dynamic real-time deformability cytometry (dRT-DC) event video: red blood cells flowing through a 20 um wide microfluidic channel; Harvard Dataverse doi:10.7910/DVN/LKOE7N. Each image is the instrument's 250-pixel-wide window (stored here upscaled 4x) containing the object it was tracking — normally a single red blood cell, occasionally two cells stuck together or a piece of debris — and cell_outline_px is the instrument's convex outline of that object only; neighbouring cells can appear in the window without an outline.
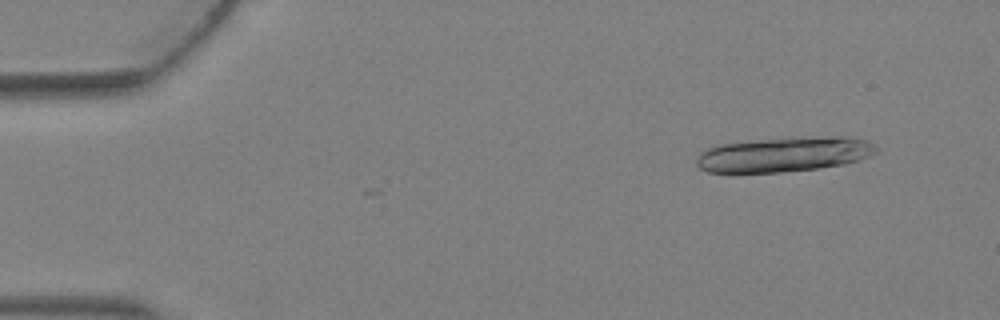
{"species": "Egyptian fruit bat (a non-hibernating species)", "species_latin": "Rousettus aegyptiacus", "temperature_condition": "warm", "stored_images_in_passage": 3, "camera_frame_rate_fps": 3000, "um_per_image_px": 0.085, "animal": {"sex": "female"}, "frame": {"image": 1, "passage_image": 1, "time_ms": 0.0, "image_size_px": [1000, 320], "cell_outline_px": [[880, 152], [860, 160], [844, 164], [820, 168], [780, 172], [708, 172], [700, 168], [696, 164], [696, 156], [700, 152], [708, 148], [720, 144], [760, 140], [844, 136], [864, 140], [872, 144]], "centroid_in_image_um": [66.65, 13.14], "position_along_channel_um": 18.4, "area_um2": 36.01}}